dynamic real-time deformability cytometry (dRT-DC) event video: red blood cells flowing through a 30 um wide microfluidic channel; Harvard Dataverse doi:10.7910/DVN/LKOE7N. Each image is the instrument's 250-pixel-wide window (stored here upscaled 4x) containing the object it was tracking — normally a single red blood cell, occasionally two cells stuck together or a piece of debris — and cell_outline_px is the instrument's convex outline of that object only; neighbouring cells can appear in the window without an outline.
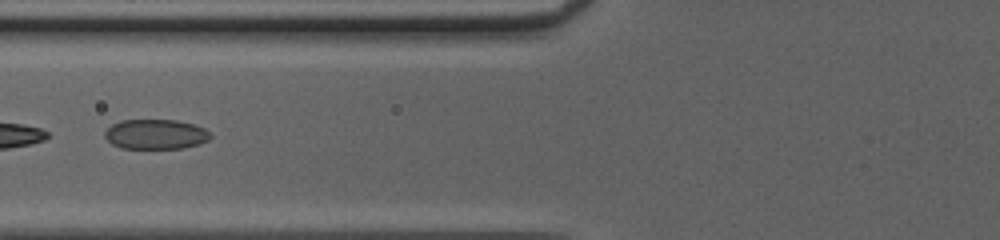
{"species": "common noctule bat (a hibernating species)", "species_latin": "Nyctalus noctula", "temperature_condition": "cold", "stored_images_in_passage": 50, "segment_of_instrument_passage": [2, 2], "camera_frame_rate_fps": 3000, "um_per_image_px": 0.085, "animal": {"sex": "female", "body_mass_g": 20.0, "forearm_length_mm": 54.0}, "frame": {"image": 1, "passage_image": 22, "time_ms": 7.0, "image_size_px": [1000, 240], "cell_outline_px": [[212, 136], [208, 140], [200, 144], [184, 148], [120, 148], [112, 144], [104, 136], [104, 132], [112, 124], [120, 120], [176, 120], [196, 124], [204, 128]], "centroid_in_image_um": [13.24, 11.41], "position_along_channel_um": 112.6, "area_um2": 18.5}}
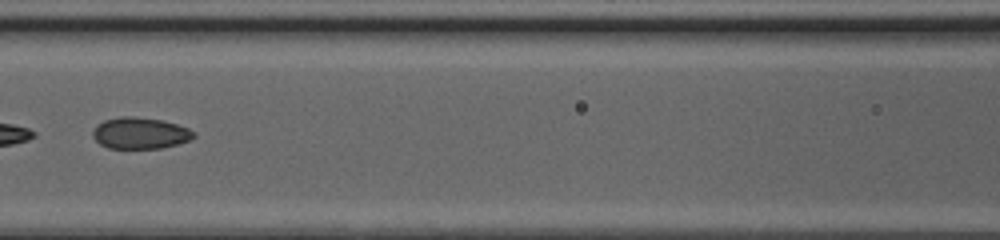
{"frame": {"image": 2, "passage_image": 25, "time_ms": 8.0, "image_size_px": [1000, 240], "cell_outline_px": [[196, 136], [188, 140], [176, 144], [160, 148], [108, 148], [100, 144], [92, 136], [92, 132], [96, 124], [104, 120], [120, 116], [132, 116], [160, 120], [176, 124], [188, 128], [196, 132]], "centroid_in_image_um": [11.88, 11.31], "position_along_channel_um": 154.7, "area_um2": 18.44}}